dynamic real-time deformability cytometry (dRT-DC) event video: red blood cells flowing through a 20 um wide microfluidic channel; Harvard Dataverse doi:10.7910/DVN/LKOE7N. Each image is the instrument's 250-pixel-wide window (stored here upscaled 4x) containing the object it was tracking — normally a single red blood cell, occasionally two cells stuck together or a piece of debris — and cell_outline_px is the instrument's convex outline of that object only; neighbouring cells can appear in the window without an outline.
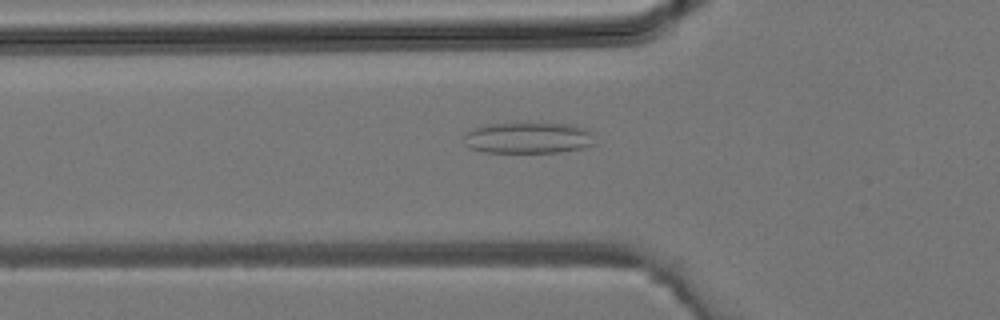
{"species": "common noctule bat (a hibernating species)", "species_latin": "Nyctalus noctula", "temperature_condition": "room temperature", "stored_images_in_passage": 32, "camera_frame_rate_fps": 3000, "um_per_image_px": 0.085, "animal": {"sex": "male", "body_mass_g": 19.2, "forearm_length_mm": 51.8}, "frame": {"image": 1, "passage_image": 8, "time_ms": 2.333, "image_size_px": [1000, 320], "cell_outline_px": [[596, 144], [580, 148], [560, 152], [484, 152], [468, 148], [464, 144], [464, 136], [472, 128], [484, 124], [564, 124], [584, 128], [592, 132]], "centroid_in_image_um": [44.87, 11.73], "position_along_channel_um": 80.9, "area_um2": 23.64}}
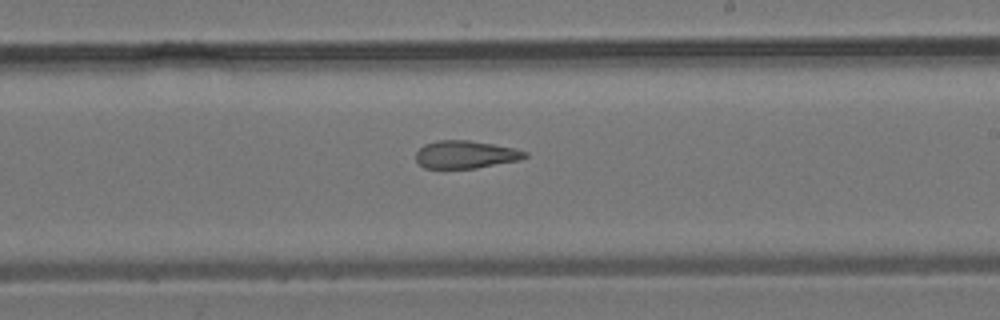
{"frame": {"image": 2, "passage_image": 17, "time_ms": 5.333, "image_size_px": [1000, 320], "cell_outline_px": [[528, 156], [520, 160], [476, 168], [424, 168], [416, 160], [416, 152], [424, 144], [436, 140], [468, 140], [492, 144], [512, 148], [528, 152]], "centroid_in_image_um": [39.56, 13.13], "position_along_channel_um": 249.4, "area_um2": 17.57}}
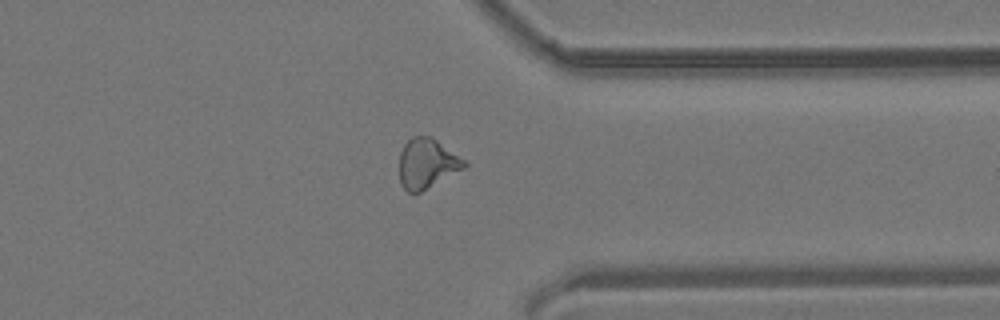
{"frame": {"image": 3, "passage_image": 24, "time_ms": 7.667, "image_size_px": [1000, 320], "cell_outline_px": [[468, 164], [464, 168], [420, 192], [412, 196], [400, 184], [400, 152], [404, 144], [412, 136], [432, 136], [464, 160]], "centroid_in_image_um": [36.26, 13.9], "position_along_channel_um": 375.1, "area_um2": 18.79}}